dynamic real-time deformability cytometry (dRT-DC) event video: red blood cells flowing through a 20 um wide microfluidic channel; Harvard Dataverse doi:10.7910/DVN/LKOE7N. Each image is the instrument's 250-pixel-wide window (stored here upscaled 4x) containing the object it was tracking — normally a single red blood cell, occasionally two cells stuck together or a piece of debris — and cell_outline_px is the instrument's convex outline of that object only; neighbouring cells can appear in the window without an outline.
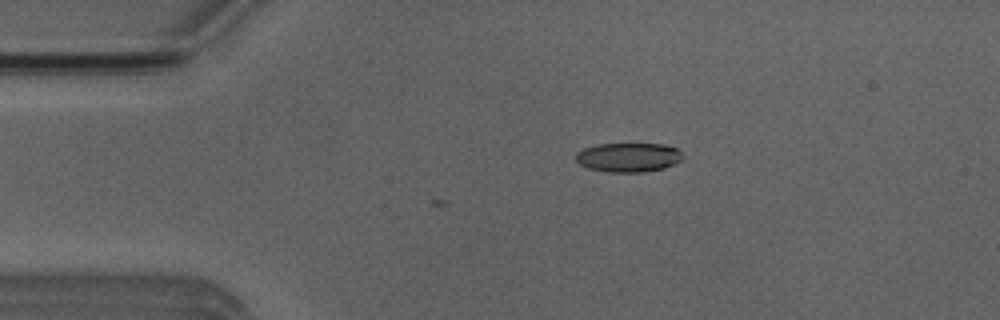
{"species": "Egyptian fruit bat (a non-hibernating species)", "species_latin": "Rousettus aegyptiacus", "temperature_condition": "room temperature", "stored_images_in_passage": 3, "camera_frame_rate_fps": 3000, "um_per_image_px": 0.085, "animal": {"sex": "male"}, "frame": {"image": 1, "passage_image": 3, "time_ms": 0.667, "image_size_px": [1000, 320], "cell_outline_px": [[684, 156], [680, 160], [664, 168], [644, 172], [608, 172], [588, 168], [580, 164], [576, 160], [576, 152], [584, 148], [596, 144], [664, 144], [676, 148]], "centroid_in_image_um": [53.39, 13.37], "position_along_channel_um": 31.6, "area_um2": 18.15}}